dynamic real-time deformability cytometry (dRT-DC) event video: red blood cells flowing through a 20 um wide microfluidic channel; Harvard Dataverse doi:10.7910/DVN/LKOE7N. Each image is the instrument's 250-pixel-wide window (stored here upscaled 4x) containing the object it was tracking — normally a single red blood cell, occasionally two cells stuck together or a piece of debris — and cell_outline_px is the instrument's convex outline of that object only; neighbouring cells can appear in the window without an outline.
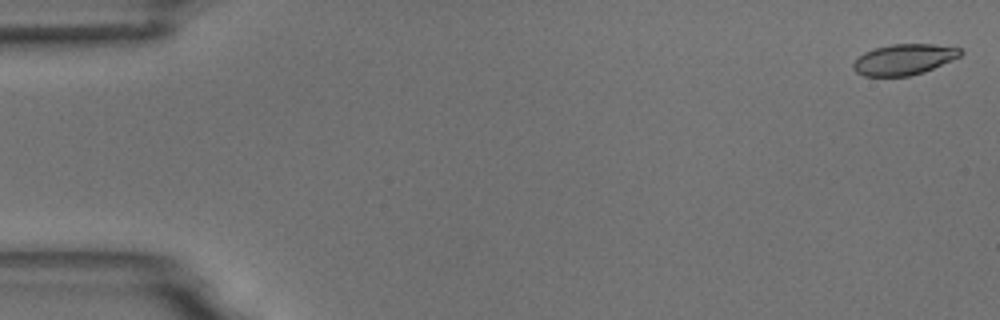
{"species": "common noctule bat (a hibernating species)", "species_latin": "Nyctalus noctula", "temperature_condition": "room temperature", "stored_images_in_passage": 6, "camera_frame_rate_fps": 3000, "um_per_image_px": 0.085, "animal": {"sex": "male", "body_mass_g": 18.8}, "frame": {"image": 1, "passage_image": 1, "time_ms": 0.0, "image_size_px": [1000, 320], "cell_outline_px": [[964, 52], [960, 56], [924, 72], [908, 76], [864, 76], [856, 72], [852, 68], [852, 64], [864, 52], [872, 48], [892, 44], [932, 44], [960, 48]], "centroid_in_image_um": [76.81, 5.05], "position_along_channel_um": 8.2, "area_um2": 19.19}}
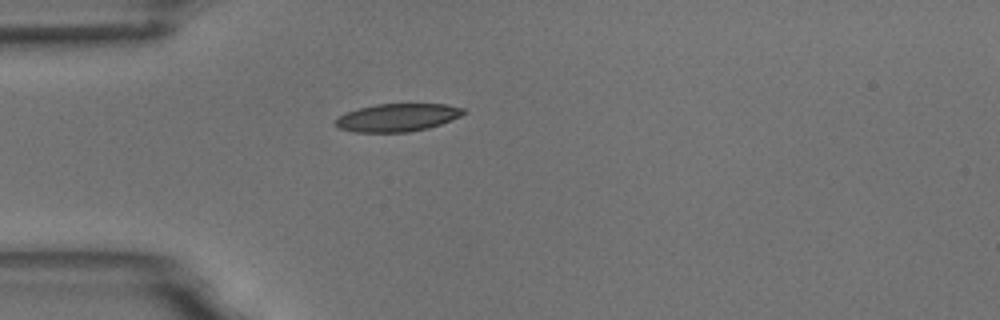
{"frame": {"image": 2, "passage_image": 5, "time_ms": 4.667, "image_size_px": [1000, 320], "cell_outline_px": [[468, 112], [452, 120], [428, 128], [408, 132], [356, 132], [340, 128], [332, 124], [340, 116], [348, 112], [360, 108], [376, 104], [444, 104], [464, 108]], "centroid_in_image_um": [33.81, 9.99], "position_along_channel_um": 51.2, "area_um2": 20.69}}